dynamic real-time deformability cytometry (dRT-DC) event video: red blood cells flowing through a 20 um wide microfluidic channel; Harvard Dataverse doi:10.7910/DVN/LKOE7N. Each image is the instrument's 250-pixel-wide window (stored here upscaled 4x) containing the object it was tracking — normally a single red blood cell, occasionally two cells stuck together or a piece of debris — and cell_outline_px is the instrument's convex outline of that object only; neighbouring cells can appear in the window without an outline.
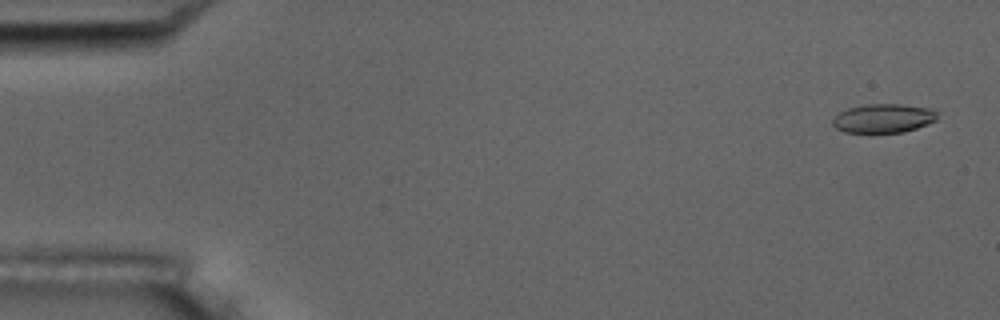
{"species": "common noctule bat (a hibernating species)", "species_latin": "Nyctalus noctula", "temperature_condition": "room temperature", "stored_images_in_passage": 5, "camera_frame_rate_fps": 3000, "um_per_image_px": 0.085, "animal": {"sex": "male", "body_mass_g": 17.5, "forearm_length_mm": 52.3}, "frame": {"image": 1, "passage_image": 1, "time_ms": 0.0, "image_size_px": [1000, 320], "cell_outline_px": [[940, 112], [936, 120], [928, 124], [904, 132], [868, 136], [844, 132], [836, 128], [832, 124], [832, 120], [840, 112], [848, 108], [864, 104], [900, 104], [932, 108]], "centroid_in_image_um": [75.09, 10.1], "position_along_channel_um": 9.9, "area_um2": 18.61}}
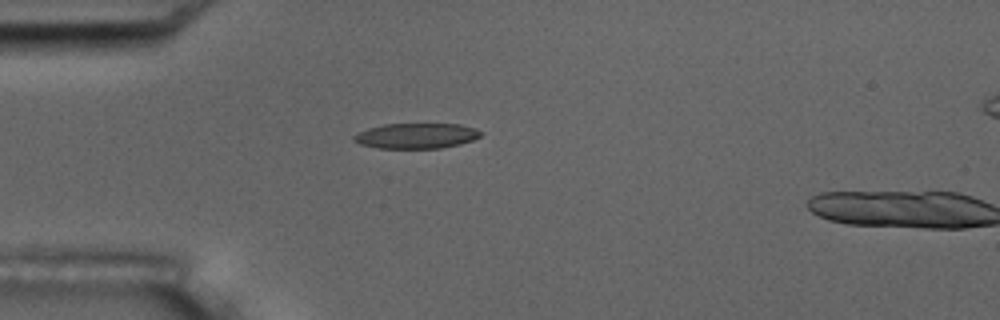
{"frame": {"image": 2, "passage_image": 4, "time_ms": 4.333, "image_size_px": [1000, 320], "cell_outline_px": [[484, 132], [480, 136], [472, 140], [460, 144], [440, 148], [376, 148], [360, 144], [352, 140], [352, 136], [368, 128], [384, 124], [460, 124], [476, 128]], "centroid_in_image_um": [35.39, 11.54], "position_along_channel_um": 49.6, "area_um2": 18.79}}